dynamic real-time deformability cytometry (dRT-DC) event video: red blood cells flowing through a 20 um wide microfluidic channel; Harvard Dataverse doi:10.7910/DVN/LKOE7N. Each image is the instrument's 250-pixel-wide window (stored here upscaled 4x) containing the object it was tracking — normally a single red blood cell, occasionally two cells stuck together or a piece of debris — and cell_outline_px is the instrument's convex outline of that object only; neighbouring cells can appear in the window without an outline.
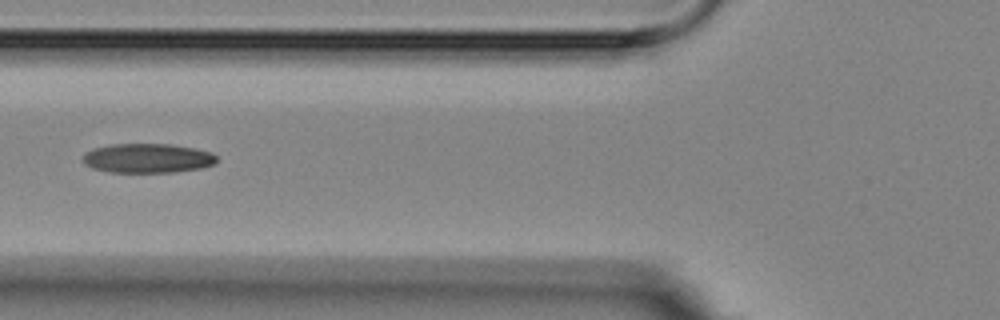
{"species": "Egyptian fruit bat (a non-hibernating species)", "species_latin": "Rousettus aegyptiacus", "temperature_condition": "room temperature", "stored_images_in_passage": 2, "camera_frame_rate_fps": 3000, "um_per_image_px": 0.085, "animal": {"sex": "female"}, "frame": {"image": 1, "passage_image": 2, "time_ms": 1.333, "image_size_px": [1000, 320], "cell_outline_px": [[216, 164], [204, 168], [176, 172], [108, 172], [92, 168], [84, 164], [84, 152], [92, 148], [112, 144], [168, 144], [196, 148], [212, 152], [216, 156]], "centroid_in_image_um": [12.56, 13.45], "position_along_channel_um": 113.2, "area_um2": 23.18}}